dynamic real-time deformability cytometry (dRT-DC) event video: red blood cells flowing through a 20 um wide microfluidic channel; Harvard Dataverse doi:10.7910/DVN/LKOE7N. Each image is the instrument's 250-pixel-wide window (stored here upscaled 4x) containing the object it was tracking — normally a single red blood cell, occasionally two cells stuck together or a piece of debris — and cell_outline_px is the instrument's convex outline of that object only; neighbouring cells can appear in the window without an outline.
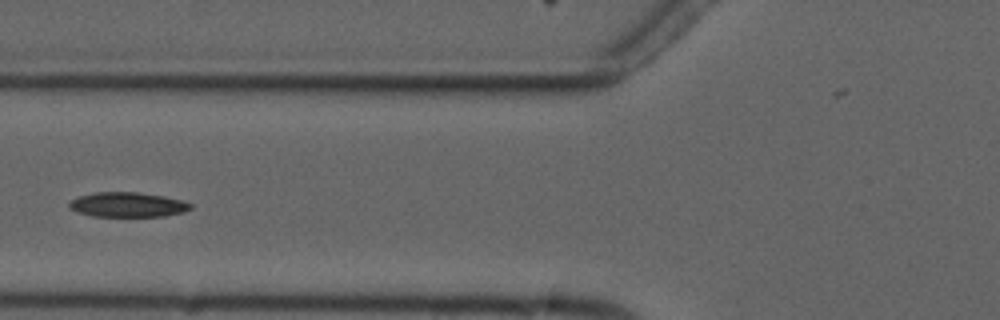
{"species": "common noctule bat (a hibernating species)", "species_latin": "Nyctalus noctula", "temperature_condition": "cold", "stored_images_in_passage": 6, "camera_frame_rate_fps": 3000, "um_per_image_px": 0.085, "animal": {"sex": "male", "forearm_length_mm": 52.5}, "frame": {"image": 1, "passage_image": 6, "time_ms": 6.0, "image_size_px": [1000, 320], "cell_outline_px": [[192, 208], [184, 212], [164, 216], [92, 216], [76, 212], [68, 208], [68, 204], [72, 200], [80, 196], [96, 192], [136, 192], [164, 196], [180, 200], [192, 204]], "centroid_in_image_um": [10.83, 17.4], "position_along_channel_um": 115.0, "area_um2": 17.46}}